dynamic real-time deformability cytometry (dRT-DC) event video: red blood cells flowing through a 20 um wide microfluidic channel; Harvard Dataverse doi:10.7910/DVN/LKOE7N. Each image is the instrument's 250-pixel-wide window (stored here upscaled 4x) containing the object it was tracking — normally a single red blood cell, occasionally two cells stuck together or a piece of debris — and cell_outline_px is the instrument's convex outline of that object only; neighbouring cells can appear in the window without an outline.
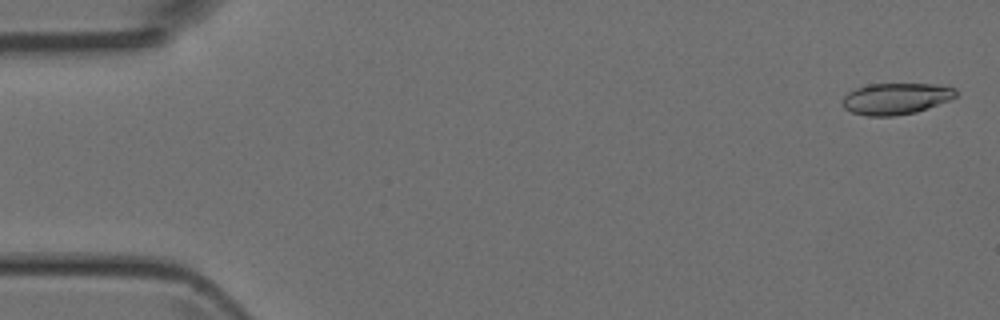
{"species": "Egyptian fruit bat (a non-hibernating species)", "species_latin": "Rousettus aegyptiacus", "temperature_condition": "room temperature", "stored_images_in_passage": 49, "camera_frame_rate_fps": 3000, "um_per_image_px": 0.085, "animal": {"sex": "female"}, "frame": {"image": 1, "passage_image": 2, "time_ms": 0.333, "image_size_px": [1000, 320], "cell_outline_px": [[956, 96], [948, 100], [916, 112], [892, 116], [868, 116], [852, 112], [844, 108], [840, 104], [840, 100], [848, 92], [856, 88], [868, 84], [936, 84], [956, 88]], "centroid_in_image_um": [76.1, 8.38], "position_along_channel_um": 8.9, "area_um2": 20.75}}
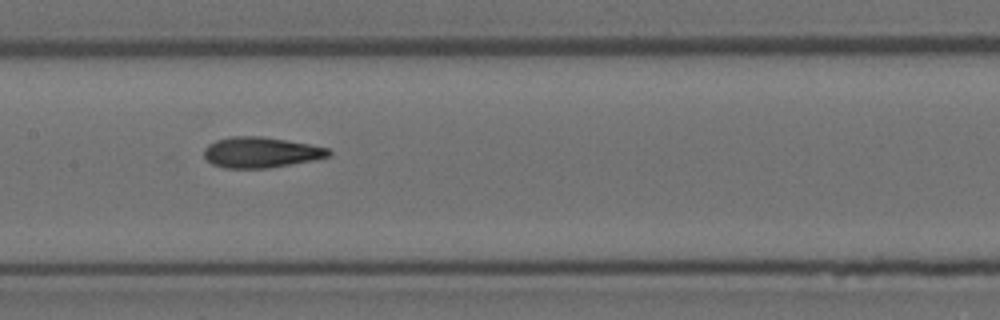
{"frame": {"image": 2, "passage_image": 24, "time_ms": 7.667, "image_size_px": [1000, 320], "cell_outline_px": [[332, 152], [328, 156], [312, 160], [268, 168], [224, 168], [212, 164], [204, 156], [204, 148], [208, 144], [216, 140], [228, 136], [260, 136], [308, 144], [328, 148]], "centroid_in_image_um": [22.12, 12.95], "position_along_channel_um": 185.3, "area_um2": 22.08}}
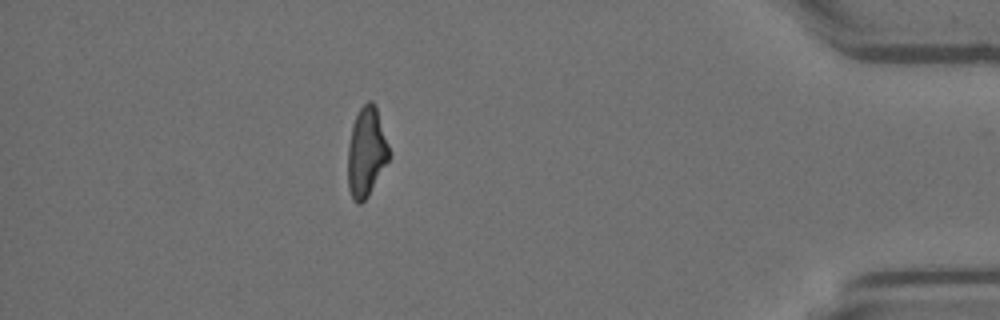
{"frame": {"image": 3, "passage_image": 43, "time_ms": 14.0, "image_size_px": [1000, 320], "cell_outline_px": [[388, 160], [368, 196], [360, 204], [356, 204], [352, 200], [348, 188], [348, 144], [352, 124], [360, 108], [368, 100], [372, 100], [376, 104], [388, 144]], "centroid_in_image_um": [31.12, 12.92], "position_along_channel_um": 404.1, "area_um2": 21.44}}